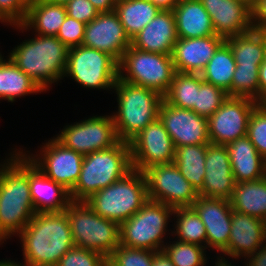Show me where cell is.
<instances>
[{"instance_id":"ba28073f","label":"cell","mask_w":266,"mask_h":266,"mask_svg":"<svg viewBox=\"0 0 266 266\" xmlns=\"http://www.w3.org/2000/svg\"><path fill=\"white\" fill-rule=\"evenodd\" d=\"M118 71L121 80L156 91L163 97L176 73L172 55L147 52L132 45L118 63Z\"/></svg>"},{"instance_id":"7dc6e473","label":"cell","mask_w":266,"mask_h":266,"mask_svg":"<svg viewBox=\"0 0 266 266\" xmlns=\"http://www.w3.org/2000/svg\"><path fill=\"white\" fill-rule=\"evenodd\" d=\"M266 101V60L259 68V103Z\"/></svg>"},{"instance_id":"6f0895ef","label":"cell","mask_w":266,"mask_h":266,"mask_svg":"<svg viewBox=\"0 0 266 266\" xmlns=\"http://www.w3.org/2000/svg\"><path fill=\"white\" fill-rule=\"evenodd\" d=\"M4 60H5L4 57L0 53V64L3 63Z\"/></svg>"},{"instance_id":"d590c367","label":"cell","mask_w":266,"mask_h":266,"mask_svg":"<svg viewBox=\"0 0 266 266\" xmlns=\"http://www.w3.org/2000/svg\"><path fill=\"white\" fill-rule=\"evenodd\" d=\"M173 242L168 245L166 242L162 250L175 266H205L207 264L205 247L180 241Z\"/></svg>"},{"instance_id":"bcb514c9","label":"cell","mask_w":266,"mask_h":266,"mask_svg":"<svg viewBox=\"0 0 266 266\" xmlns=\"http://www.w3.org/2000/svg\"><path fill=\"white\" fill-rule=\"evenodd\" d=\"M246 259L245 266H266V243Z\"/></svg>"},{"instance_id":"cb8c5ba5","label":"cell","mask_w":266,"mask_h":266,"mask_svg":"<svg viewBox=\"0 0 266 266\" xmlns=\"http://www.w3.org/2000/svg\"><path fill=\"white\" fill-rule=\"evenodd\" d=\"M29 189L35 213L63 212L72 202L70 191L29 161Z\"/></svg>"},{"instance_id":"816d5d0a","label":"cell","mask_w":266,"mask_h":266,"mask_svg":"<svg viewBox=\"0 0 266 266\" xmlns=\"http://www.w3.org/2000/svg\"><path fill=\"white\" fill-rule=\"evenodd\" d=\"M0 266H27L25 263H17L15 261H11V260H1L0 261Z\"/></svg>"},{"instance_id":"9a60e30c","label":"cell","mask_w":266,"mask_h":266,"mask_svg":"<svg viewBox=\"0 0 266 266\" xmlns=\"http://www.w3.org/2000/svg\"><path fill=\"white\" fill-rule=\"evenodd\" d=\"M257 104L250 98L229 96L207 119L210 143L226 146L247 136L248 120Z\"/></svg>"},{"instance_id":"4316f807","label":"cell","mask_w":266,"mask_h":266,"mask_svg":"<svg viewBox=\"0 0 266 266\" xmlns=\"http://www.w3.org/2000/svg\"><path fill=\"white\" fill-rule=\"evenodd\" d=\"M66 16L67 12L63 4L29 0L24 22L14 26L22 32L33 28L37 35L56 36Z\"/></svg>"},{"instance_id":"f5cc1de1","label":"cell","mask_w":266,"mask_h":266,"mask_svg":"<svg viewBox=\"0 0 266 266\" xmlns=\"http://www.w3.org/2000/svg\"><path fill=\"white\" fill-rule=\"evenodd\" d=\"M218 257H217V260H215L217 261L215 263V266H234V265H231V262L230 261L228 262V260H226L224 257L222 256H218Z\"/></svg>"},{"instance_id":"3957f363","label":"cell","mask_w":266,"mask_h":266,"mask_svg":"<svg viewBox=\"0 0 266 266\" xmlns=\"http://www.w3.org/2000/svg\"><path fill=\"white\" fill-rule=\"evenodd\" d=\"M21 43L8 57L43 91L64 78L69 48L56 36L35 33L34 38Z\"/></svg>"},{"instance_id":"d4e9b609","label":"cell","mask_w":266,"mask_h":266,"mask_svg":"<svg viewBox=\"0 0 266 266\" xmlns=\"http://www.w3.org/2000/svg\"><path fill=\"white\" fill-rule=\"evenodd\" d=\"M236 183L255 181L266 176V160L245 136L226 145Z\"/></svg>"},{"instance_id":"f907efd6","label":"cell","mask_w":266,"mask_h":266,"mask_svg":"<svg viewBox=\"0 0 266 266\" xmlns=\"http://www.w3.org/2000/svg\"><path fill=\"white\" fill-rule=\"evenodd\" d=\"M160 10H173L179 0H152Z\"/></svg>"},{"instance_id":"ee69618b","label":"cell","mask_w":266,"mask_h":266,"mask_svg":"<svg viewBox=\"0 0 266 266\" xmlns=\"http://www.w3.org/2000/svg\"><path fill=\"white\" fill-rule=\"evenodd\" d=\"M64 6L69 17L84 24H88L99 15L89 0H69Z\"/></svg>"},{"instance_id":"ffe728a7","label":"cell","mask_w":266,"mask_h":266,"mask_svg":"<svg viewBox=\"0 0 266 266\" xmlns=\"http://www.w3.org/2000/svg\"><path fill=\"white\" fill-rule=\"evenodd\" d=\"M209 16L215 34L224 39L248 33L252 27V9L240 0H199Z\"/></svg>"},{"instance_id":"60d3db41","label":"cell","mask_w":266,"mask_h":266,"mask_svg":"<svg viewBox=\"0 0 266 266\" xmlns=\"http://www.w3.org/2000/svg\"><path fill=\"white\" fill-rule=\"evenodd\" d=\"M55 266H107V258L101 253L74 246Z\"/></svg>"},{"instance_id":"5b68a950","label":"cell","mask_w":266,"mask_h":266,"mask_svg":"<svg viewBox=\"0 0 266 266\" xmlns=\"http://www.w3.org/2000/svg\"><path fill=\"white\" fill-rule=\"evenodd\" d=\"M113 89L118 102V111L112 113L116 133L120 141L129 142L158 118L163 96L151 89L125 82L119 77Z\"/></svg>"},{"instance_id":"7c38bea8","label":"cell","mask_w":266,"mask_h":266,"mask_svg":"<svg viewBox=\"0 0 266 266\" xmlns=\"http://www.w3.org/2000/svg\"><path fill=\"white\" fill-rule=\"evenodd\" d=\"M148 199L171 207H191L198 198L196 189L174 163L156 165L144 172Z\"/></svg>"},{"instance_id":"8d00e7d4","label":"cell","mask_w":266,"mask_h":266,"mask_svg":"<svg viewBox=\"0 0 266 266\" xmlns=\"http://www.w3.org/2000/svg\"><path fill=\"white\" fill-rule=\"evenodd\" d=\"M260 66L236 65L231 83L232 97H245L259 103Z\"/></svg>"},{"instance_id":"f546056e","label":"cell","mask_w":266,"mask_h":266,"mask_svg":"<svg viewBox=\"0 0 266 266\" xmlns=\"http://www.w3.org/2000/svg\"><path fill=\"white\" fill-rule=\"evenodd\" d=\"M126 34L132 39L161 11L152 1L117 0L114 10Z\"/></svg>"},{"instance_id":"74e56055","label":"cell","mask_w":266,"mask_h":266,"mask_svg":"<svg viewBox=\"0 0 266 266\" xmlns=\"http://www.w3.org/2000/svg\"><path fill=\"white\" fill-rule=\"evenodd\" d=\"M228 97L229 95L224 89L202 79L200 89L197 91L196 103L191 110L208 119Z\"/></svg>"},{"instance_id":"f1b7e54d","label":"cell","mask_w":266,"mask_h":266,"mask_svg":"<svg viewBox=\"0 0 266 266\" xmlns=\"http://www.w3.org/2000/svg\"><path fill=\"white\" fill-rule=\"evenodd\" d=\"M236 65L260 66L265 60L266 31L252 29L248 33L228 37Z\"/></svg>"},{"instance_id":"f6af8a7d","label":"cell","mask_w":266,"mask_h":266,"mask_svg":"<svg viewBox=\"0 0 266 266\" xmlns=\"http://www.w3.org/2000/svg\"><path fill=\"white\" fill-rule=\"evenodd\" d=\"M252 27L266 31V0H257L252 8Z\"/></svg>"},{"instance_id":"277c9868","label":"cell","mask_w":266,"mask_h":266,"mask_svg":"<svg viewBox=\"0 0 266 266\" xmlns=\"http://www.w3.org/2000/svg\"><path fill=\"white\" fill-rule=\"evenodd\" d=\"M132 169L129 142L119 141L111 148L84 156L79 179L70 191L72 201H85Z\"/></svg>"},{"instance_id":"9c48e42d","label":"cell","mask_w":266,"mask_h":266,"mask_svg":"<svg viewBox=\"0 0 266 266\" xmlns=\"http://www.w3.org/2000/svg\"><path fill=\"white\" fill-rule=\"evenodd\" d=\"M174 207L148 199L141 209L120 225V244L160 251Z\"/></svg>"},{"instance_id":"d6a6232c","label":"cell","mask_w":266,"mask_h":266,"mask_svg":"<svg viewBox=\"0 0 266 266\" xmlns=\"http://www.w3.org/2000/svg\"><path fill=\"white\" fill-rule=\"evenodd\" d=\"M236 62L230 46L224 41L200 73L202 79L224 89L231 96V83Z\"/></svg>"},{"instance_id":"e0dca14e","label":"cell","mask_w":266,"mask_h":266,"mask_svg":"<svg viewBox=\"0 0 266 266\" xmlns=\"http://www.w3.org/2000/svg\"><path fill=\"white\" fill-rule=\"evenodd\" d=\"M82 45L105 52L118 63L131 46V39L115 11L99 13L85 25Z\"/></svg>"},{"instance_id":"e575fe53","label":"cell","mask_w":266,"mask_h":266,"mask_svg":"<svg viewBox=\"0 0 266 266\" xmlns=\"http://www.w3.org/2000/svg\"><path fill=\"white\" fill-rule=\"evenodd\" d=\"M201 84L200 74L176 72L163 99L170 105L191 109L196 103L197 91Z\"/></svg>"},{"instance_id":"52a82bcc","label":"cell","mask_w":266,"mask_h":266,"mask_svg":"<svg viewBox=\"0 0 266 266\" xmlns=\"http://www.w3.org/2000/svg\"><path fill=\"white\" fill-rule=\"evenodd\" d=\"M75 247L106 258L120 245V225L96 214L85 201H72L64 210Z\"/></svg>"},{"instance_id":"f35d334b","label":"cell","mask_w":266,"mask_h":266,"mask_svg":"<svg viewBox=\"0 0 266 266\" xmlns=\"http://www.w3.org/2000/svg\"><path fill=\"white\" fill-rule=\"evenodd\" d=\"M155 251L119 245L107 258L108 266H152Z\"/></svg>"},{"instance_id":"7bdbcfd3","label":"cell","mask_w":266,"mask_h":266,"mask_svg":"<svg viewBox=\"0 0 266 266\" xmlns=\"http://www.w3.org/2000/svg\"><path fill=\"white\" fill-rule=\"evenodd\" d=\"M85 25L67 15L56 37L69 49L80 46L83 43Z\"/></svg>"},{"instance_id":"836d02e7","label":"cell","mask_w":266,"mask_h":266,"mask_svg":"<svg viewBox=\"0 0 266 266\" xmlns=\"http://www.w3.org/2000/svg\"><path fill=\"white\" fill-rule=\"evenodd\" d=\"M175 215L176 230L172 231V234L177 236V241L196 244L207 249L205 225L196 211L192 207H176L173 212L174 217Z\"/></svg>"},{"instance_id":"9f6ffc18","label":"cell","mask_w":266,"mask_h":266,"mask_svg":"<svg viewBox=\"0 0 266 266\" xmlns=\"http://www.w3.org/2000/svg\"><path fill=\"white\" fill-rule=\"evenodd\" d=\"M263 225H264V230H265V232H266V217H265L264 220H263Z\"/></svg>"},{"instance_id":"c3c4849f","label":"cell","mask_w":266,"mask_h":266,"mask_svg":"<svg viewBox=\"0 0 266 266\" xmlns=\"http://www.w3.org/2000/svg\"><path fill=\"white\" fill-rule=\"evenodd\" d=\"M99 13L115 10L117 0H89Z\"/></svg>"},{"instance_id":"b9f144b4","label":"cell","mask_w":266,"mask_h":266,"mask_svg":"<svg viewBox=\"0 0 266 266\" xmlns=\"http://www.w3.org/2000/svg\"><path fill=\"white\" fill-rule=\"evenodd\" d=\"M29 0H0V22L22 24L27 16Z\"/></svg>"},{"instance_id":"83f0119b","label":"cell","mask_w":266,"mask_h":266,"mask_svg":"<svg viewBox=\"0 0 266 266\" xmlns=\"http://www.w3.org/2000/svg\"><path fill=\"white\" fill-rule=\"evenodd\" d=\"M229 201L232 210L263 221L266 217V176L236 183Z\"/></svg>"},{"instance_id":"11a10c76","label":"cell","mask_w":266,"mask_h":266,"mask_svg":"<svg viewBox=\"0 0 266 266\" xmlns=\"http://www.w3.org/2000/svg\"><path fill=\"white\" fill-rule=\"evenodd\" d=\"M47 2L55 3V4H63L65 5L69 0H45Z\"/></svg>"},{"instance_id":"603a6c76","label":"cell","mask_w":266,"mask_h":266,"mask_svg":"<svg viewBox=\"0 0 266 266\" xmlns=\"http://www.w3.org/2000/svg\"><path fill=\"white\" fill-rule=\"evenodd\" d=\"M266 243L263 221L232 210V227L224 253L228 258H247Z\"/></svg>"},{"instance_id":"2e32d148","label":"cell","mask_w":266,"mask_h":266,"mask_svg":"<svg viewBox=\"0 0 266 266\" xmlns=\"http://www.w3.org/2000/svg\"><path fill=\"white\" fill-rule=\"evenodd\" d=\"M158 118L172 138L175 147L210 144L208 120L191 109L160 103Z\"/></svg>"},{"instance_id":"8fae6325","label":"cell","mask_w":266,"mask_h":266,"mask_svg":"<svg viewBox=\"0 0 266 266\" xmlns=\"http://www.w3.org/2000/svg\"><path fill=\"white\" fill-rule=\"evenodd\" d=\"M55 138L66 148L83 156L111 148L120 141L112 115H96L67 125Z\"/></svg>"},{"instance_id":"30bf717a","label":"cell","mask_w":266,"mask_h":266,"mask_svg":"<svg viewBox=\"0 0 266 266\" xmlns=\"http://www.w3.org/2000/svg\"><path fill=\"white\" fill-rule=\"evenodd\" d=\"M118 74V62L109 54L84 45L69 49L64 76H69L84 88L110 91Z\"/></svg>"},{"instance_id":"1f68e13d","label":"cell","mask_w":266,"mask_h":266,"mask_svg":"<svg viewBox=\"0 0 266 266\" xmlns=\"http://www.w3.org/2000/svg\"><path fill=\"white\" fill-rule=\"evenodd\" d=\"M187 145L175 147L174 164L178 167L185 179L198 192L204 184L205 158L207 146Z\"/></svg>"},{"instance_id":"6da1fadb","label":"cell","mask_w":266,"mask_h":266,"mask_svg":"<svg viewBox=\"0 0 266 266\" xmlns=\"http://www.w3.org/2000/svg\"><path fill=\"white\" fill-rule=\"evenodd\" d=\"M17 150L0 164V244L18 235L35 215L29 189V160L23 150Z\"/></svg>"},{"instance_id":"484cf974","label":"cell","mask_w":266,"mask_h":266,"mask_svg":"<svg viewBox=\"0 0 266 266\" xmlns=\"http://www.w3.org/2000/svg\"><path fill=\"white\" fill-rule=\"evenodd\" d=\"M178 38L216 35L211 17L199 0H179L173 8Z\"/></svg>"},{"instance_id":"5bb4252c","label":"cell","mask_w":266,"mask_h":266,"mask_svg":"<svg viewBox=\"0 0 266 266\" xmlns=\"http://www.w3.org/2000/svg\"><path fill=\"white\" fill-rule=\"evenodd\" d=\"M132 167L144 172L156 165L174 163L175 146L159 118L129 141Z\"/></svg>"},{"instance_id":"db71d44e","label":"cell","mask_w":266,"mask_h":266,"mask_svg":"<svg viewBox=\"0 0 266 266\" xmlns=\"http://www.w3.org/2000/svg\"><path fill=\"white\" fill-rule=\"evenodd\" d=\"M240 1L246 3L251 9L253 8L255 3L257 2V0H240Z\"/></svg>"},{"instance_id":"d6986e66","label":"cell","mask_w":266,"mask_h":266,"mask_svg":"<svg viewBox=\"0 0 266 266\" xmlns=\"http://www.w3.org/2000/svg\"><path fill=\"white\" fill-rule=\"evenodd\" d=\"M204 166V184L198 194L208 198L229 200L236 181L232 172L227 147L210 143L207 146Z\"/></svg>"},{"instance_id":"8992f818","label":"cell","mask_w":266,"mask_h":266,"mask_svg":"<svg viewBox=\"0 0 266 266\" xmlns=\"http://www.w3.org/2000/svg\"><path fill=\"white\" fill-rule=\"evenodd\" d=\"M147 200L145 175L133 168L112 185L92 194L85 202L96 214L121 225Z\"/></svg>"},{"instance_id":"4fadbf2b","label":"cell","mask_w":266,"mask_h":266,"mask_svg":"<svg viewBox=\"0 0 266 266\" xmlns=\"http://www.w3.org/2000/svg\"><path fill=\"white\" fill-rule=\"evenodd\" d=\"M27 159L43 174L71 191L76 185L84 156L66 148L55 137L48 140L38 154L27 155ZM41 155V156H40Z\"/></svg>"},{"instance_id":"44dd1931","label":"cell","mask_w":266,"mask_h":266,"mask_svg":"<svg viewBox=\"0 0 266 266\" xmlns=\"http://www.w3.org/2000/svg\"><path fill=\"white\" fill-rule=\"evenodd\" d=\"M224 41L218 35L178 38L172 52L176 72L200 74Z\"/></svg>"},{"instance_id":"ac0fdd59","label":"cell","mask_w":266,"mask_h":266,"mask_svg":"<svg viewBox=\"0 0 266 266\" xmlns=\"http://www.w3.org/2000/svg\"><path fill=\"white\" fill-rule=\"evenodd\" d=\"M205 225L207 233V248L220 251L223 254L227 251L231 227L232 208L230 201L219 198H208L198 195L191 206Z\"/></svg>"},{"instance_id":"7a4b0ae2","label":"cell","mask_w":266,"mask_h":266,"mask_svg":"<svg viewBox=\"0 0 266 266\" xmlns=\"http://www.w3.org/2000/svg\"><path fill=\"white\" fill-rule=\"evenodd\" d=\"M18 236L27 266H55L75 246L64 211L35 213Z\"/></svg>"},{"instance_id":"7402d4cb","label":"cell","mask_w":266,"mask_h":266,"mask_svg":"<svg viewBox=\"0 0 266 266\" xmlns=\"http://www.w3.org/2000/svg\"><path fill=\"white\" fill-rule=\"evenodd\" d=\"M177 40L173 10H161L131 39V45L147 52L172 55Z\"/></svg>"},{"instance_id":"ab89813d","label":"cell","mask_w":266,"mask_h":266,"mask_svg":"<svg viewBox=\"0 0 266 266\" xmlns=\"http://www.w3.org/2000/svg\"><path fill=\"white\" fill-rule=\"evenodd\" d=\"M247 137L266 160V104L258 103L248 120Z\"/></svg>"},{"instance_id":"4dcf8cb0","label":"cell","mask_w":266,"mask_h":266,"mask_svg":"<svg viewBox=\"0 0 266 266\" xmlns=\"http://www.w3.org/2000/svg\"><path fill=\"white\" fill-rule=\"evenodd\" d=\"M43 90L9 57L0 64V99L14 102L17 97L37 94Z\"/></svg>"},{"instance_id":"681fc988","label":"cell","mask_w":266,"mask_h":266,"mask_svg":"<svg viewBox=\"0 0 266 266\" xmlns=\"http://www.w3.org/2000/svg\"><path fill=\"white\" fill-rule=\"evenodd\" d=\"M152 266H175L163 250L155 251Z\"/></svg>"}]
</instances>
